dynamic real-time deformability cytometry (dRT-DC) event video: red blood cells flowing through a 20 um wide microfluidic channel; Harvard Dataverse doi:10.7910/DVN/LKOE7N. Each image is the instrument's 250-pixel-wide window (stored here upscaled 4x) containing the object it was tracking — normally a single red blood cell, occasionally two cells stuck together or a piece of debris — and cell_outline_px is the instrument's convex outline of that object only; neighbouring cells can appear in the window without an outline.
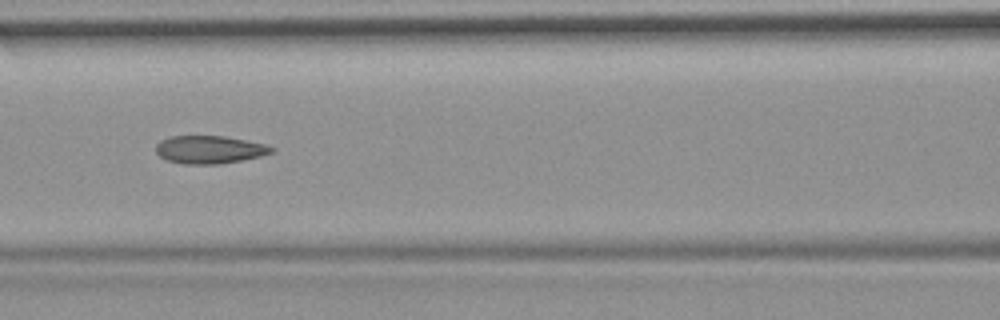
{"species": "common noctule bat (a hibernating species)", "species_latin": "Nyctalus noctula", "temperature_condition": "room temperature", "stored_images_in_passage": 15, "camera_frame_rate_fps": 3000, "um_per_image_px": 0.085, "animal": {"sex": "female", "body_mass_g": 19.9}, "frame": {"image": 1, "passage_image": 7, "time_ms": 7.667, "image_size_px": [1000, 320], "cell_outline_px": [[276, 148], [272, 152], [260, 156], [220, 164], [184, 164], [168, 160], [160, 156], [156, 152], [156, 144], [160, 140], [172, 136], [224, 136], [264, 144]], "centroid_in_image_um": [17.78, 12.71], "position_along_channel_um": 148.8, "area_um2": 18.61}}